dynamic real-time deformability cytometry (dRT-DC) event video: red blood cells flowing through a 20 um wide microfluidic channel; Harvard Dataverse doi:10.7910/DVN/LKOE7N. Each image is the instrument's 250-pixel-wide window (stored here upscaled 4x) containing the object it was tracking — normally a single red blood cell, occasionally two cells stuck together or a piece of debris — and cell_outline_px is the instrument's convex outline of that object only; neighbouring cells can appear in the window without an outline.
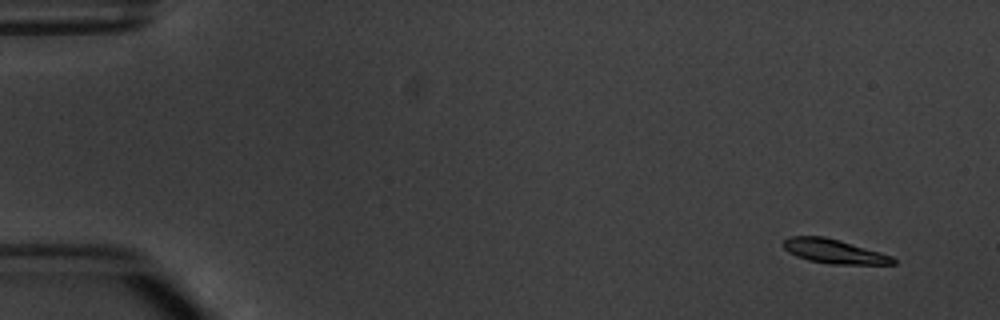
{"species": "common noctule bat (a hibernating species)", "species_latin": "Nyctalus noctula", "temperature_condition": "warm", "stored_images_in_passage": 10, "camera_frame_rate_fps": 3000, "um_per_image_px": 0.085, "animal": {"sex": "male", "body_mass_g": 20.1, "forearm_length_mm": 53.5}, "frame": {"image": 1, "passage_image": 1, "time_ms": 0.0, "image_size_px": [1000, 320], "cell_outline_px": [[896, 264], [832, 264], [808, 260], [796, 256], [788, 252], [784, 248], [784, 240], [788, 236], [824, 236], [840, 240], [880, 252], [892, 256], [896, 260]], "centroid_in_image_um": [70.89, 21.36], "position_along_channel_um": 14.1, "area_um2": 15.43}}
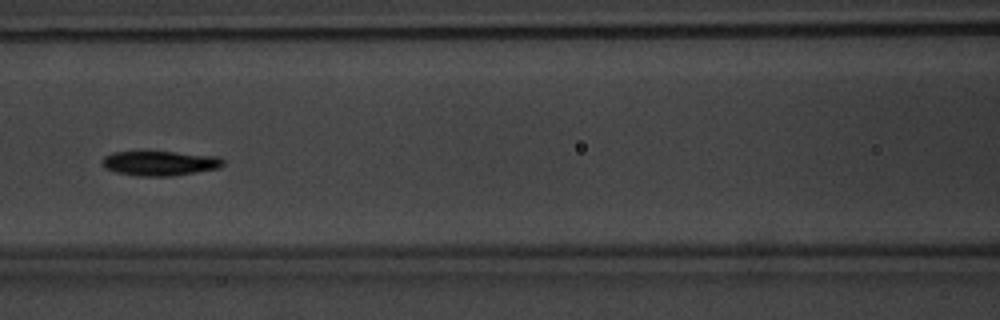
{"frame": {"image": 2, "passage_image": 7, "time_ms": 7.0, "image_size_px": [1000, 320], "cell_outline_px": [[224, 164], [220, 168], [172, 176], [136, 176], [116, 172], [104, 168], [104, 156], [112, 152], [176, 152], [220, 156], [224, 160]], "centroid_in_image_um": [13.64, 13.88], "position_along_channel_um": 153.0, "area_um2": 17.4}}
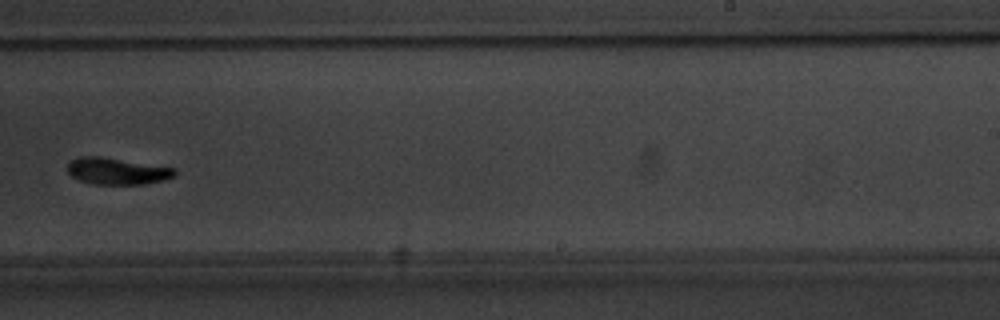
{"frame": {"image": 3, "passage_image": 10, "time_ms": 10.333, "image_size_px": [1000, 320], "cell_outline_px": [[176, 176], [164, 180], [144, 184], [96, 184], [80, 180], [72, 176], [68, 172], [68, 164], [72, 160], [80, 156], [100, 156], [176, 168]], "centroid_in_image_um": [9.98, 14.54], "position_along_channel_um": 279.0, "area_um2": 16.59}}